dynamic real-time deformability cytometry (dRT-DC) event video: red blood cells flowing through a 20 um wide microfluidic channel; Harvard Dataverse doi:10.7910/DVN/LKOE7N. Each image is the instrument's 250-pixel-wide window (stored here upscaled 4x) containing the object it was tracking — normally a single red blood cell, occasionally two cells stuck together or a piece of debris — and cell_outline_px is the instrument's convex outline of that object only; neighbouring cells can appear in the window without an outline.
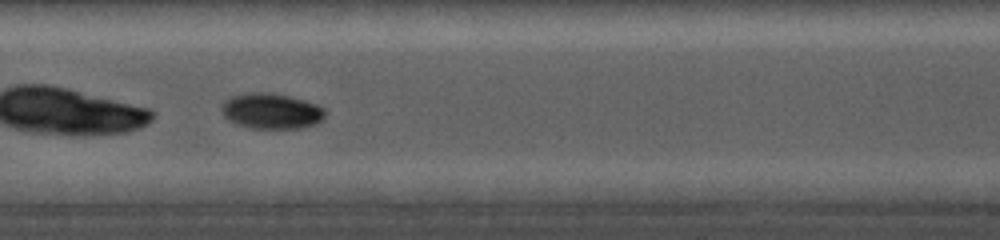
{"species": "common noctule bat (a hibernating species)", "species_latin": "Nyctalus noctula", "temperature_condition": "cold", "stored_images_in_passage": 26, "camera_frame_rate_fps": 5000, "um_per_image_px": 0.085, "animal": {"sex": "female", "body_mass_g": 19.0, "forearm_length_mm": 56.7}, "frame": {"image": 1, "passage_image": 11, "time_ms": 3.2, "image_size_px": [1000, 240], "cell_outline_px": [[324, 116], [316, 124], [300, 128], [252, 128], [236, 124], [228, 120], [220, 112], [220, 108], [224, 100], [232, 96], [248, 92], [272, 92], [304, 100], [316, 104], [324, 108]], "centroid_in_image_um": [23.01, 9.43], "position_along_channel_um": 184.4, "area_um2": 21.56}}